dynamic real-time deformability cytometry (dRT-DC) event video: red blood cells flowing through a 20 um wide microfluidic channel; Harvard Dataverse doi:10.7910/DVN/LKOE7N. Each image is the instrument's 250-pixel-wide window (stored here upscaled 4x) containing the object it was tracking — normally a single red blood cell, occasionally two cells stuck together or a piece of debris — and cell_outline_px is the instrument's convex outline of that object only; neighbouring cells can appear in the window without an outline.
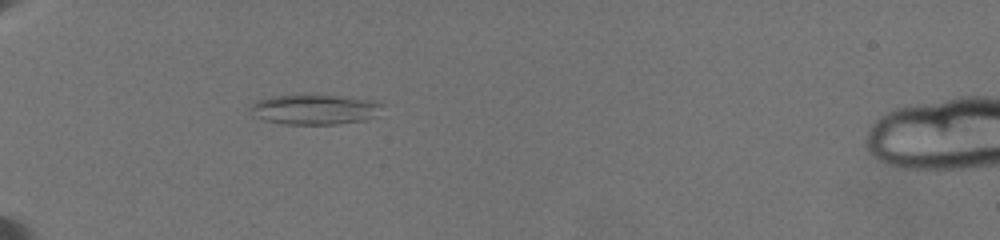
{"species": "common noctule bat (a hibernating species)", "species_latin": "Nyctalus noctula", "temperature_condition": "warm", "stored_images_in_passage": 51, "camera_frame_rate_fps": 3000, "um_per_image_px": 0.085, "animal": {"sex": "female", "body_mass_g": 19.5, "forearm_length_mm": 54.1}, "frame": {"image": 1, "passage_image": 1, "time_ms": 0.0, "image_size_px": [1000, 240], "cell_outline_px": [[384, 104], [376, 116], [364, 120], [336, 124], [284, 124], [264, 120], [256, 116], [248, 108], [256, 100], [272, 96], [312, 92], [380, 100]], "centroid_in_image_um": [26.79, 9.25], "position_along_channel_um": 58.2, "area_um2": 24.16}}
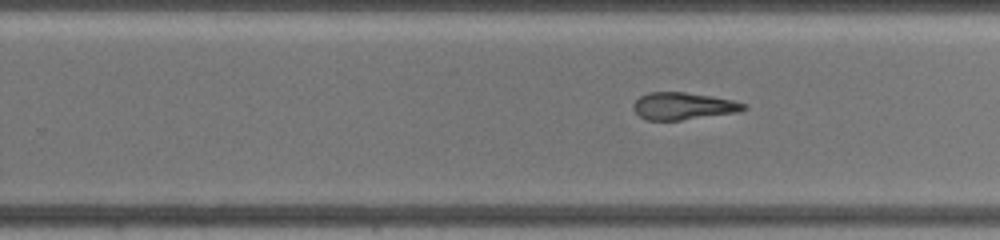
{"frame": {"image": 2, "passage_image": 25, "time_ms": 6.667, "image_size_px": [1000, 240], "cell_outline_px": [[748, 108], [736, 112], [680, 120], [648, 120], [640, 116], [632, 108], [632, 104], [640, 96], [648, 92], [684, 92], [712, 96], [732, 100], [748, 104]], "centroid_in_image_um": [58.06, 9.0], "position_along_channel_um": 271.7, "area_um2": 17.4}}
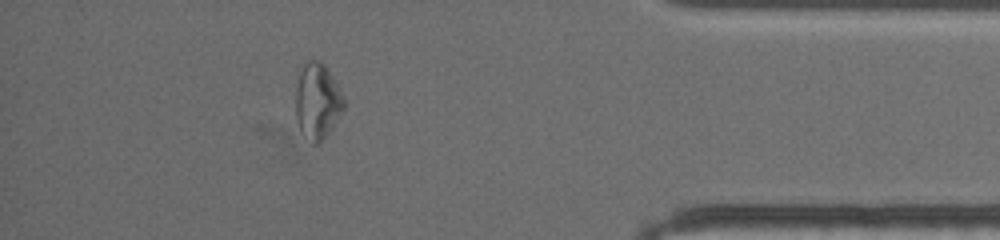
{"frame": {"image": 3, "passage_image": 43, "time_ms": 11.333, "image_size_px": [1000, 240], "cell_outline_px": [[344, 108], [332, 128], [320, 144], [312, 144], [300, 132], [296, 120], [296, 88], [300, 72], [304, 64], [308, 60], [320, 60], [328, 68], [336, 80], [344, 96]], "centroid_in_image_um": [26.99, 8.61], "position_along_channel_um": 408.2, "area_um2": 21.62}, "authors_computed_cell_mechanics": {"area_um2": 18.207, "velocity_mm_per_s": 3.5347, "shape_relaxation_time_tau1_ms": null, "shape_relaxation_time_tau2_ms": 9.7566, "deformation_change_tau1": null, "deformation_change_tau2": 0.2266}}